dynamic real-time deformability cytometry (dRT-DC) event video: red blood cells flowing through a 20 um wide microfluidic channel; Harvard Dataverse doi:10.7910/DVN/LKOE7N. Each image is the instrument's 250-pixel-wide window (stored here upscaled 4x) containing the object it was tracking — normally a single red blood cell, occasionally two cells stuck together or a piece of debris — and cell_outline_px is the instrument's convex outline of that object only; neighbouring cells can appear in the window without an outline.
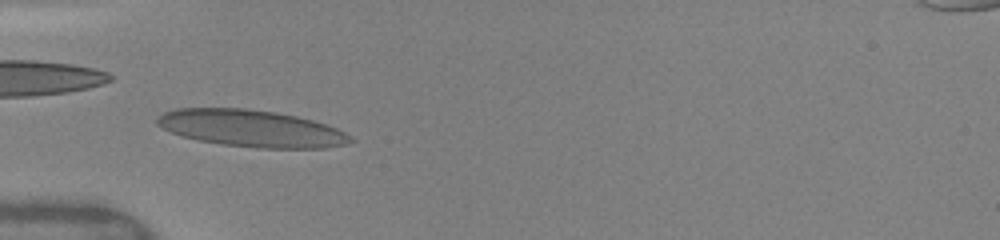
{"species": "human", "species_latin": "Homo sapiens", "temperature_condition": "warm", "stored_images_in_passage": 21, "camera_frame_rate_fps": 3000, "um_per_image_px": 0.085, "donor": {"sex": "female"}, "frame": {"image": 1, "passage_image": 20, "time_ms": 4.0, "image_size_px": [1000, 240], "cell_outline_px": [[356, 140], [344, 144], [324, 148], [260, 148], [220, 144], [200, 140], [184, 136], [172, 132], [156, 124], [156, 120], [164, 112], [176, 108], [244, 108], [276, 112], [296, 116], [312, 120], [336, 128], [344, 132]], "centroid_in_image_um": [21.37, 10.91], "position_along_channel_um": 63.6, "area_um2": 41.27}}